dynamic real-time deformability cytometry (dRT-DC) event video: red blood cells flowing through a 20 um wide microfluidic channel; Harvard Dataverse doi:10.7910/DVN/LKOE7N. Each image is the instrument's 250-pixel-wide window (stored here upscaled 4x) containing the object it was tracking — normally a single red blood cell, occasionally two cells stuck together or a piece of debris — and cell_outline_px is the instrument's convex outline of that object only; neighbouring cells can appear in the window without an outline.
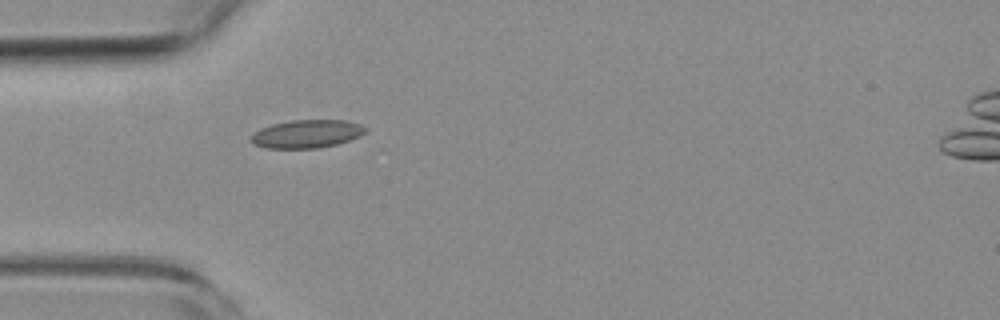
{"species": "common noctule bat (a hibernating species)", "species_latin": "Nyctalus noctula", "temperature_condition": "room temperature", "stored_images_in_passage": 1, "camera_frame_rate_fps": 3000, "um_per_image_px": 0.085, "animal": {"sex": "female", "body_mass_g": 19.3, "forearm_length_mm": 54.1}, "frame": {"image": 1, "passage_image": 1, "time_ms": 0.0, "image_size_px": [1000, 320], "cell_outline_px": [[368, 128], [360, 136], [336, 144], [320, 148], [264, 148], [252, 144], [248, 140], [252, 132], [260, 128], [272, 124], [292, 120], [344, 120], [360, 124]], "centroid_in_image_um": [26.0, 11.38], "position_along_channel_um": 59.0, "area_um2": 18.96}}